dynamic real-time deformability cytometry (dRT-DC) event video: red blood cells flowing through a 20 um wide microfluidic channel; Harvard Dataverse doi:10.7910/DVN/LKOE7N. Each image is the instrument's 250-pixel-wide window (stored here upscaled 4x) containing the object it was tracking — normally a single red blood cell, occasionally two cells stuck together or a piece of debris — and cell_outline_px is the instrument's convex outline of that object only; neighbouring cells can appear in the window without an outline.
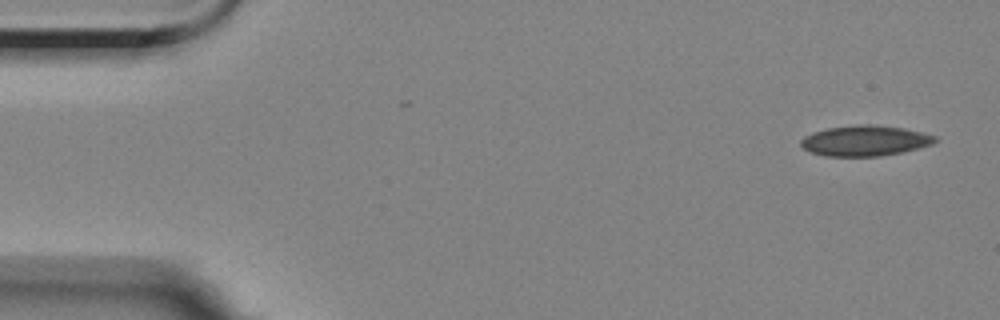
{"species": "Egyptian fruit bat (a non-hibernating species)", "species_latin": "Rousettus aegyptiacus", "temperature_condition": "room temperature", "stored_images_in_passage": 20, "camera_frame_rate_fps": 3000, "um_per_image_px": 0.085, "animal": {"sex": "female"}, "frame": {"image": 1, "passage_image": 1, "time_ms": 0.0, "image_size_px": [1000, 320], "cell_outline_px": [[936, 140], [932, 144], [900, 152], [880, 156], [824, 156], [812, 152], [804, 148], [800, 144], [800, 140], [804, 136], [812, 132], [828, 128], [856, 124], [872, 124], [904, 128], [936, 136]], "centroid_in_image_um": [73.48, 11.95], "position_along_channel_um": 11.5, "area_um2": 23.7}}
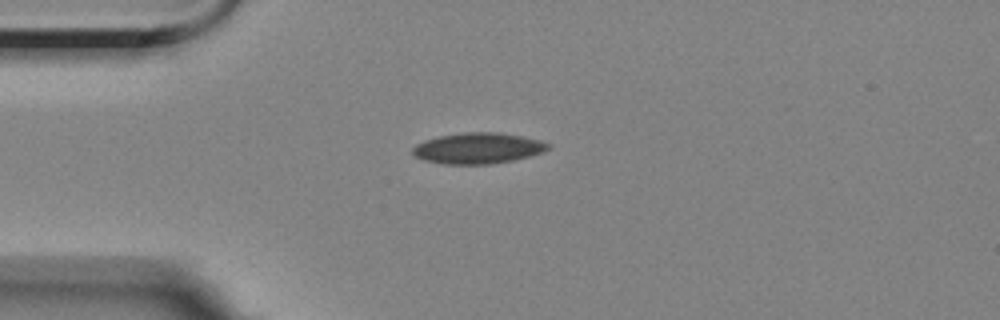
{"frame": {"image": 2, "passage_image": 12, "time_ms": 3.667, "image_size_px": [1000, 320], "cell_outline_px": [[552, 148], [528, 156], [512, 160], [492, 164], [444, 164], [424, 160], [416, 156], [412, 152], [412, 148], [416, 144], [424, 140], [440, 136], [464, 132], [500, 132], [540, 140], [552, 144]], "centroid_in_image_um": [40.63, 12.59], "position_along_channel_um": 44.4, "area_um2": 24.33}}